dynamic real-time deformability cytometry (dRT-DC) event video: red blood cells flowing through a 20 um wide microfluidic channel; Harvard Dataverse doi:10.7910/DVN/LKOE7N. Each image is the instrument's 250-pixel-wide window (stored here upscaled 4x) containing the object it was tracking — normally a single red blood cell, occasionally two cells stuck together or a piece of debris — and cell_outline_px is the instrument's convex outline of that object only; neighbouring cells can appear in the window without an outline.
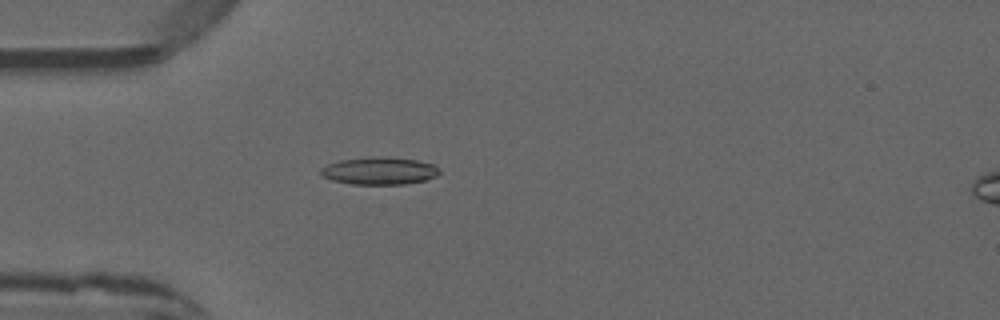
{"species": "common noctule bat (a hibernating species)", "species_latin": "Nyctalus noctula", "temperature_condition": "warm", "stored_images_in_passage": 51, "camera_frame_rate_fps": 3000, "um_per_image_px": 0.085, "animal": {"sex": "male", "forearm_length_mm": 52.5}, "frame": {"image": 1, "passage_image": 15, "time_ms": 4.667, "image_size_px": [1000, 320], "cell_outline_px": [[440, 172], [436, 176], [424, 180], [404, 184], [352, 184], [332, 180], [324, 176], [320, 172], [320, 168], [328, 164], [340, 160], [372, 156], [388, 156], [416, 160], [436, 164], [440, 168]], "centroid_in_image_um": [32.28, 14.5], "position_along_channel_um": 52.7, "area_um2": 19.13}}
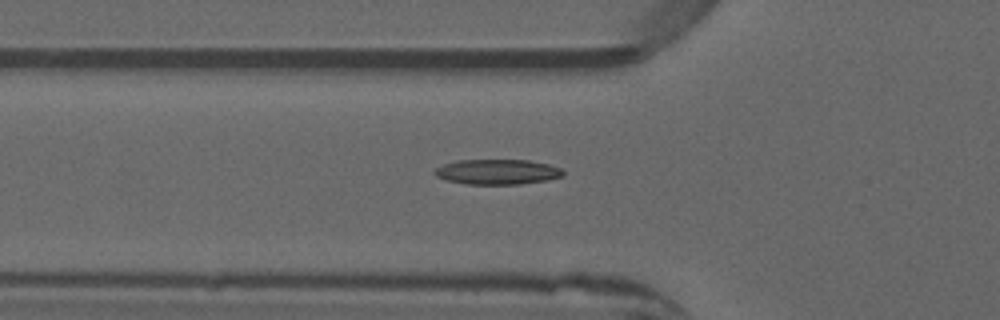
{"frame": {"image": 2, "passage_image": 18, "time_ms": 5.667, "image_size_px": [1000, 320], "cell_outline_px": [[564, 176], [548, 180], [520, 184], [464, 184], [448, 180], [436, 176], [432, 172], [436, 168], [444, 164], [456, 160], [528, 160], [548, 164], [560, 168], [564, 172]], "centroid_in_image_um": [42.28, 14.61], "position_along_channel_um": 83.5, "area_um2": 18.84}}
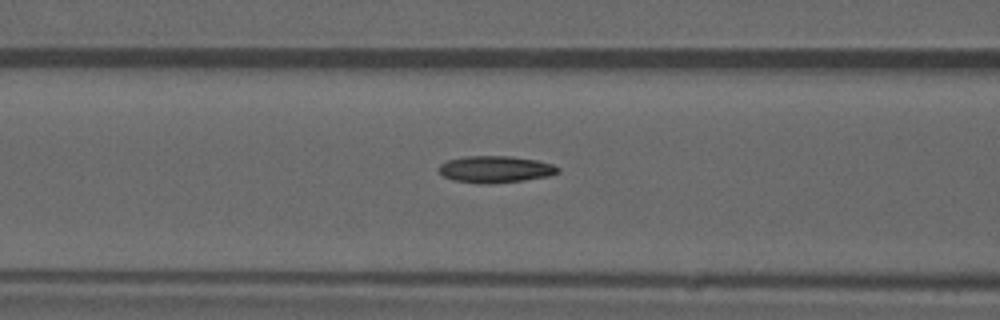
{"frame": {"image": 3, "passage_image": 21, "time_ms": 6.667, "image_size_px": [1000, 320], "cell_outline_px": [[560, 172], [548, 176], [524, 180], [488, 184], [480, 184], [452, 180], [444, 176], [436, 168], [440, 164], [448, 160], [464, 156], [512, 156], [536, 160], [552, 164], [560, 168]], "centroid_in_image_um": [42.08, 14.39], "position_along_channel_um": 124.5, "area_um2": 18.73}, "authors_computed_cell_mechanics": {"area_um2": 18.0914, "velocity_mm_per_s": 4.0306, "shape_relaxation_time_tau1_ms": 9.9258, "shape_relaxation_time_tau2_ms": 3.8304, "deformation_change_tau1": 0.2461, "deformation_change_tau2": 0.1236}}